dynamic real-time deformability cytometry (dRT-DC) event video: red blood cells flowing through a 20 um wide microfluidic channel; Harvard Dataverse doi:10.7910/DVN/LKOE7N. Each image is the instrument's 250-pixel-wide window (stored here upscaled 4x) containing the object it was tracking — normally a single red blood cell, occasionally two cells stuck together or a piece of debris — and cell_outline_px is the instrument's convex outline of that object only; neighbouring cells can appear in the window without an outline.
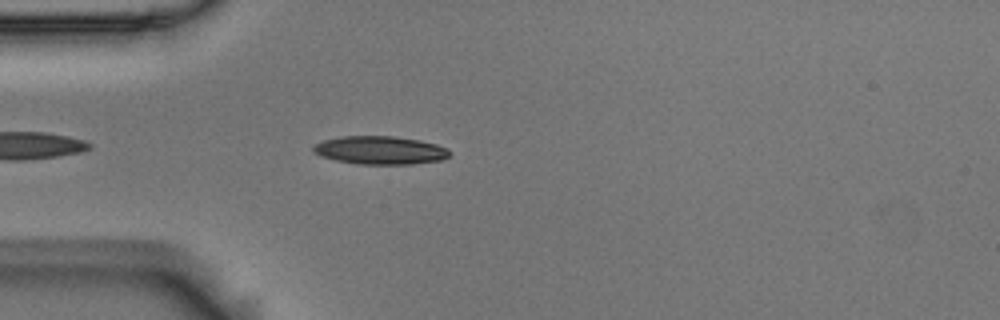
{"species": "Egyptian fruit bat (a non-hibernating species)", "species_latin": "Rousettus aegyptiacus", "temperature_condition": "room temperature", "stored_images_in_passage": 2, "camera_frame_rate_fps": 3000, "um_per_image_px": 0.085, "animal": {"sex": "male"}, "frame": {"image": 1, "passage_image": 2, "time_ms": 0.333, "image_size_px": [1000, 320], "cell_outline_px": [[452, 152], [444, 160], [412, 164], [356, 164], [336, 160], [320, 156], [312, 152], [312, 148], [316, 144], [324, 140], [340, 136], [392, 136], [420, 140], [436, 144], [448, 148]], "centroid_in_image_um": [32.33, 12.77], "position_along_channel_um": 52.7, "area_um2": 22.6}}